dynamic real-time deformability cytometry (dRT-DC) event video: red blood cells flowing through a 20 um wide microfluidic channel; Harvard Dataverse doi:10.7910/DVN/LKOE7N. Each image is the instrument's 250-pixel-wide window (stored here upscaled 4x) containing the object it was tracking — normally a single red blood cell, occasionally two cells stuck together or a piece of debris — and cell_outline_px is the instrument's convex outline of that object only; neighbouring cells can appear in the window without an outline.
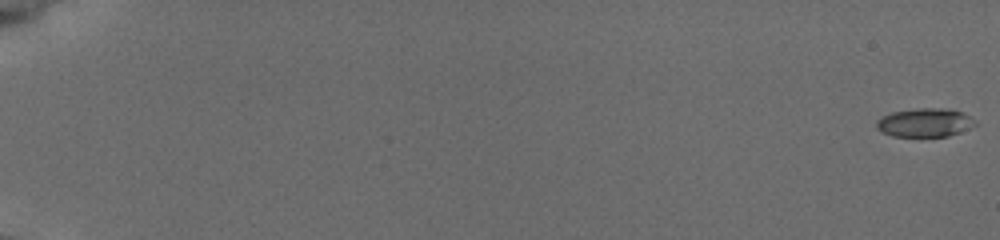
{"species": "common noctule bat (a hibernating species)", "species_latin": "Nyctalus noctula", "temperature_condition": "cold", "stored_images_in_passage": 58, "camera_frame_rate_fps": 3000, "um_per_image_px": 0.085, "animal": {"sex": "female", "body_mass_g": 19.5, "forearm_length_mm": 54.1}, "frame": {"image": 1, "passage_image": 1, "time_ms": 0.0, "image_size_px": [1000, 240], "cell_outline_px": [[976, 124], [960, 132], [948, 136], [892, 136], [880, 132], [876, 128], [876, 120], [892, 112], [916, 108], [940, 108], [960, 112], [976, 120]], "centroid_in_image_um": [78.56, 10.43], "position_along_channel_um": 6.4, "area_um2": 16.3}}
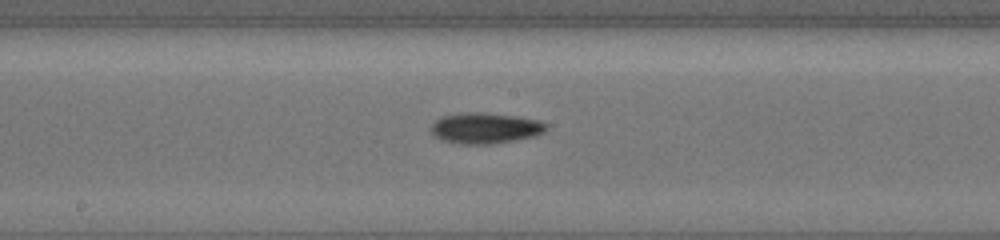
{"frame": {"image": 2, "passage_image": 34, "time_ms": 11.0, "image_size_px": [1000, 240], "cell_outline_px": [[548, 128], [544, 132], [536, 136], [516, 140], [492, 144], [460, 144], [444, 140], [436, 136], [428, 128], [440, 116], [468, 112], [484, 112], [520, 116], [540, 120], [548, 124]], "centroid_in_image_um": [41.29, 10.88], "position_along_channel_um": 206.9, "area_um2": 21.04}}
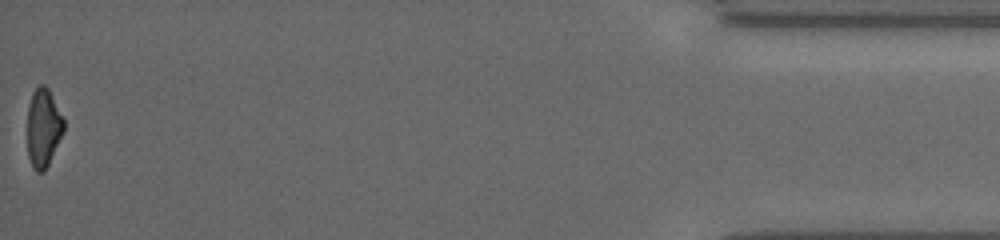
{"frame": {"image": 3, "passage_image": 58, "time_ms": 19.0, "image_size_px": [1000, 240], "cell_outline_px": [[64, 132], [44, 172], [36, 172], [32, 168], [28, 156], [28, 104], [32, 92], [40, 84], [44, 84], [48, 88], [64, 120]], "centroid_in_image_um": [3.67, 10.87], "position_along_channel_um": 431.5, "area_um2": 16.65}, "authors_computed_cell_mechanics": {"area_um2": 17.9469, "velocity_mm_per_s": 3.7906, "shape_relaxation_time_tau1_ms": 3.4465, "shape_relaxation_time_tau2_ms": null, "deformation_change_tau1": 0.1374, "deformation_change_tau2": null}}